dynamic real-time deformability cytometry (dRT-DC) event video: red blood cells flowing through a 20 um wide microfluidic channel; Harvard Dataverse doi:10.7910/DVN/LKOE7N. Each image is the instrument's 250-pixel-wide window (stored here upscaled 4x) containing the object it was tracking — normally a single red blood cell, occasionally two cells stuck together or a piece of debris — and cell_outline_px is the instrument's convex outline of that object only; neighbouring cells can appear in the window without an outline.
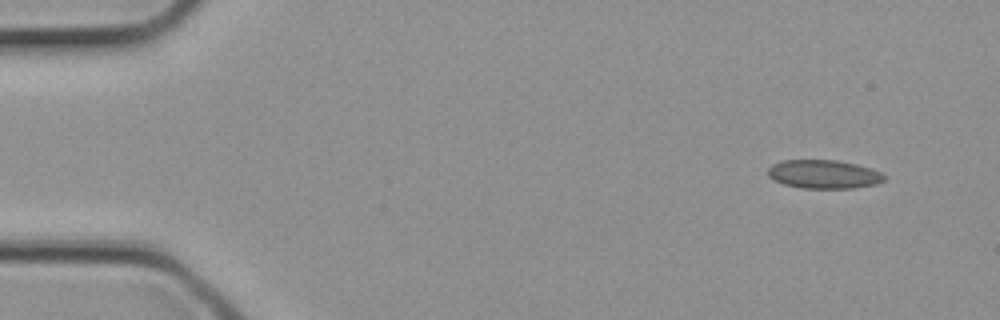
{"species": "common noctule bat (a hibernating species)", "species_latin": "Nyctalus noctula", "temperature_condition": "cold", "stored_images_in_passage": 22, "camera_frame_rate_fps": 3000, "um_per_image_px": 0.085, "animal": {"sex": "female", "body_mass_g": 21.9}, "frame": {"image": 1, "passage_image": 2, "time_ms": 0.333, "image_size_px": [1000, 320], "cell_outline_px": [[884, 180], [876, 184], [852, 188], [800, 188], [784, 184], [768, 176], [768, 168], [772, 164], [780, 160], [836, 160], [856, 164], [880, 172], [884, 176]], "centroid_in_image_um": [69.98, 14.8], "position_along_channel_um": 15.0, "area_um2": 19.25}}
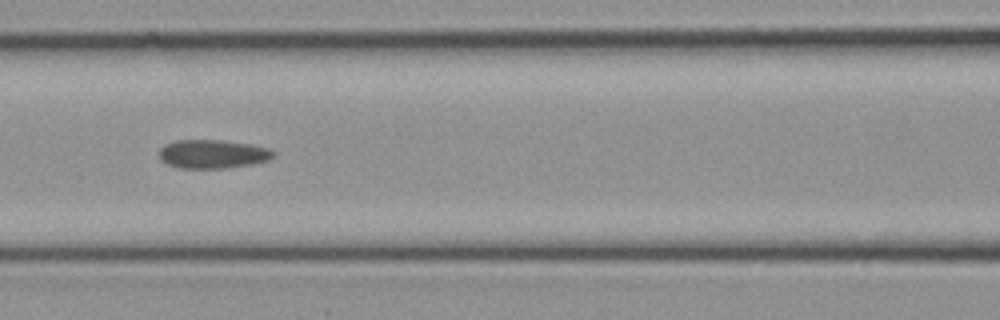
{"frame": {"image": 2, "passage_image": 13, "time_ms": 4.0, "image_size_px": [1000, 320], "cell_outline_px": [[276, 152], [268, 160], [252, 164], [228, 168], [180, 168], [168, 164], [160, 160], [160, 148], [164, 144], [176, 140], [224, 140], [248, 144], [268, 148]], "centroid_in_image_um": [18.06, 13.09], "position_along_channel_um": 148.5, "area_um2": 19.07}}
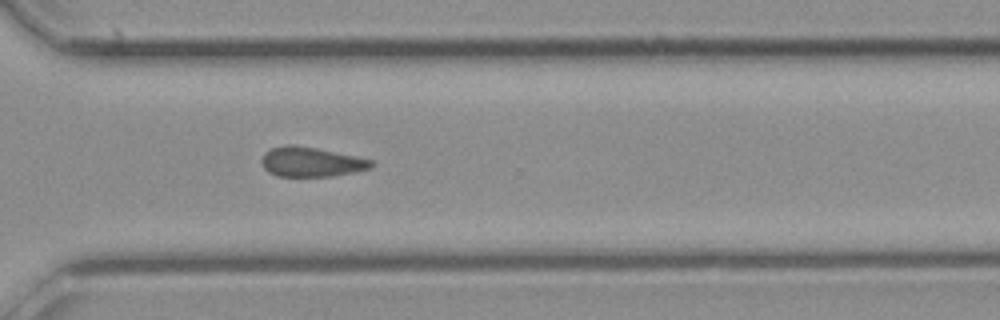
{"frame": {"image": 3, "passage_image": 22, "time_ms": 7.0, "image_size_px": [1000, 320], "cell_outline_px": [[376, 164], [372, 168], [332, 176], [276, 176], [268, 172], [264, 168], [260, 160], [264, 152], [268, 148], [288, 144], [292, 144], [316, 148], [356, 156], [372, 160]], "centroid_in_image_um": [26.42, 13.75], "position_along_channel_um": 344.2, "area_um2": 19.13}}